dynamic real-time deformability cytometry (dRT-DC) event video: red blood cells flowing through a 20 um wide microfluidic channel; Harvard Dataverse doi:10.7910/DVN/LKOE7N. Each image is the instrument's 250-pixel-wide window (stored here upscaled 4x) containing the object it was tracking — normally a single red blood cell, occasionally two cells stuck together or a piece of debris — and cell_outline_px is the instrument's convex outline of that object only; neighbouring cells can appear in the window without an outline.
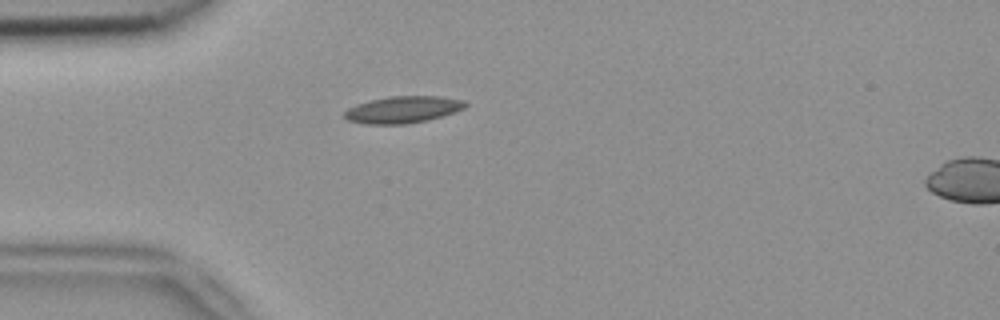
{"species": "common noctule bat (a hibernating species)", "species_latin": "Nyctalus noctula", "temperature_condition": "room temperature", "stored_images_in_passage": 2, "camera_frame_rate_fps": 3000, "um_per_image_px": 0.085, "animal": {"sex": "female", "body_mass_g": 18.4}, "frame": {"image": 1, "passage_image": 1, "time_ms": 0.0, "image_size_px": [1000, 320], "cell_outline_px": [[468, 104], [464, 108], [444, 116], [428, 120], [408, 124], [364, 124], [348, 120], [344, 116], [344, 112], [348, 108], [356, 104], [388, 96], [440, 96], [464, 100]], "centroid_in_image_um": [34.26, 9.32], "position_along_channel_um": 50.7, "area_um2": 19.02}}